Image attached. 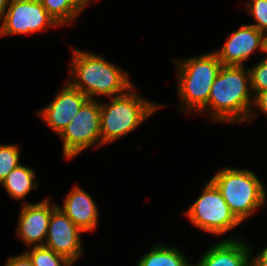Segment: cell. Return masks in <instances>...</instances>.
I'll return each mask as SVG.
<instances>
[{"label": "cell", "mask_w": 267, "mask_h": 266, "mask_svg": "<svg viewBox=\"0 0 267 266\" xmlns=\"http://www.w3.org/2000/svg\"><path fill=\"white\" fill-rule=\"evenodd\" d=\"M250 92L249 70L245 66L223 65L211 86L208 104L200 113L211 112L214 122H251L257 114Z\"/></svg>", "instance_id": "obj_1"}, {"label": "cell", "mask_w": 267, "mask_h": 266, "mask_svg": "<svg viewBox=\"0 0 267 266\" xmlns=\"http://www.w3.org/2000/svg\"><path fill=\"white\" fill-rule=\"evenodd\" d=\"M72 49L73 59L68 83L89 99H95L96 95L110 98L120 96L135 86L128 73L102 56Z\"/></svg>", "instance_id": "obj_2"}, {"label": "cell", "mask_w": 267, "mask_h": 266, "mask_svg": "<svg viewBox=\"0 0 267 266\" xmlns=\"http://www.w3.org/2000/svg\"><path fill=\"white\" fill-rule=\"evenodd\" d=\"M162 105L151 103L131 87L125 94L100 103V134L102 144L111 143L138 128Z\"/></svg>", "instance_id": "obj_3"}, {"label": "cell", "mask_w": 267, "mask_h": 266, "mask_svg": "<svg viewBox=\"0 0 267 266\" xmlns=\"http://www.w3.org/2000/svg\"><path fill=\"white\" fill-rule=\"evenodd\" d=\"M176 62L180 109L198 113L208 104L211 86L223 66L222 62L214 51Z\"/></svg>", "instance_id": "obj_4"}, {"label": "cell", "mask_w": 267, "mask_h": 266, "mask_svg": "<svg viewBox=\"0 0 267 266\" xmlns=\"http://www.w3.org/2000/svg\"><path fill=\"white\" fill-rule=\"evenodd\" d=\"M210 181L220 191L231 212L240 221H245L266 203V191L252 170L226 167Z\"/></svg>", "instance_id": "obj_5"}, {"label": "cell", "mask_w": 267, "mask_h": 266, "mask_svg": "<svg viewBox=\"0 0 267 266\" xmlns=\"http://www.w3.org/2000/svg\"><path fill=\"white\" fill-rule=\"evenodd\" d=\"M201 192L200 197L185 212L195 227L207 233L223 236L241 224L210 180Z\"/></svg>", "instance_id": "obj_6"}, {"label": "cell", "mask_w": 267, "mask_h": 266, "mask_svg": "<svg viewBox=\"0 0 267 266\" xmlns=\"http://www.w3.org/2000/svg\"><path fill=\"white\" fill-rule=\"evenodd\" d=\"M59 137L63 141V155L67 159L78 156L84 149L102 145L100 103L96 99H88Z\"/></svg>", "instance_id": "obj_7"}, {"label": "cell", "mask_w": 267, "mask_h": 266, "mask_svg": "<svg viewBox=\"0 0 267 266\" xmlns=\"http://www.w3.org/2000/svg\"><path fill=\"white\" fill-rule=\"evenodd\" d=\"M1 20L0 36L31 34L60 26L39 0H11Z\"/></svg>", "instance_id": "obj_8"}, {"label": "cell", "mask_w": 267, "mask_h": 266, "mask_svg": "<svg viewBox=\"0 0 267 266\" xmlns=\"http://www.w3.org/2000/svg\"><path fill=\"white\" fill-rule=\"evenodd\" d=\"M82 232L58 205L51 214L44 246L74 264L83 253Z\"/></svg>", "instance_id": "obj_9"}, {"label": "cell", "mask_w": 267, "mask_h": 266, "mask_svg": "<svg viewBox=\"0 0 267 266\" xmlns=\"http://www.w3.org/2000/svg\"><path fill=\"white\" fill-rule=\"evenodd\" d=\"M89 98L68 82L38 115L58 135L74 119Z\"/></svg>", "instance_id": "obj_10"}, {"label": "cell", "mask_w": 267, "mask_h": 266, "mask_svg": "<svg viewBox=\"0 0 267 266\" xmlns=\"http://www.w3.org/2000/svg\"><path fill=\"white\" fill-rule=\"evenodd\" d=\"M57 207V204L51 206L47 198L35 204L24 202L16 229L19 238L27 245L44 246L49 220Z\"/></svg>", "instance_id": "obj_11"}, {"label": "cell", "mask_w": 267, "mask_h": 266, "mask_svg": "<svg viewBox=\"0 0 267 266\" xmlns=\"http://www.w3.org/2000/svg\"><path fill=\"white\" fill-rule=\"evenodd\" d=\"M228 36L222 48L214 50L224 66H245L244 62L256 49L263 52L262 32L251 24L240 26Z\"/></svg>", "instance_id": "obj_12"}, {"label": "cell", "mask_w": 267, "mask_h": 266, "mask_svg": "<svg viewBox=\"0 0 267 266\" xmlns=\"http://www.w3.org/2000/svg\"><path fill=\"white\" fill-rule=\"evenodd\" d=\"M83 232L96 229L98 207L93 198L78 185L66 196L63 207H59Z\"/></svg>", "instance_id": "obj_13"}, {"label": "cell", "mask_w": 267, "mask_h": 266, "mask_svg": "<svg viewBox=\"0 0 267 266\" xmlns=\"http://www.w3.org/2000/svg\"><path fill=\"white\" fill-rule=\"evenodd\" d=\"M251 246L242 239L226 238L202 255L203 266H251Z\"/></svg>", "instance_id": "obj_14"}, {"label": "cell", "mask_w": 267, "mask_h": 266, "mask_svg": "<svg viewBox=\"0 0 267 266\" xmlns=\"http://www.w3.org/2000/svg\"><path fill=\"white\" fill-rule=\"evenodd\" d=\"M34 179H36L34 169L20 164L7 175L0 185L6 189L10 197L23 200L32 189L38 187Z\"/></svg>", "instance_id": "obj_15"}, {"label": "cell", "mask_w": 267, "mask_h": 266, "mask_svg": "<svg viewBox=\"0 0 267 266\" xmlns=\"http://www.w3.org/2000/svg\"><path fill=\"white\" fill-rule=\"evenodd\" d=\"M47 12L61 26L75 21L89 5L87 0H39Z\"/></svg>", "instance_id": "obj_16"}, {"label": "cell", "mask_w": 267, "mask_h": 266, "mask_svg": "<svg viewBox=\"0 0 267 266\" xmlns=\"http://www.w3.org/2000/svg\"><path fill=\"white\" fill-rule=\"evenodd\" d=\"M186 260L179 248L157 244L139 259L136 266H183Z\"/></svg>", "instance_id": "obj_17"}, {"label": "cell", "mask_w": 267, "mask_h": 266, "mask_svg": "<svg viewBox=\"0 0 267 266\" xmlns=\"http://www.w3.org/2000/svg\"><path fill=\"white\" fill-rule=\"evenodd\" d=\"M25 253L31 259L33 266H73V263L66 257L45 246H29V250Z\"/></svg>", "instance_id": "obj_18"}, {"label": "cell", "mask_w": 267, "mask_h": 266, "mask_svg": "<svg viewBox=\"0 0 267 266\" xmlns=\"http://www.w3.org/2000/svg\"><path fill=\"white\" fill-rule=\"evenodd\" d=\"M20 151L18 146L13 144H0V183L7 177V175L18 165Z\"/></svg>", "instance_id": "obj_19"}, {"label": "cell", "mask_w": 267, "mask_h": 266, "mask_svg": "<svg viewBox=\"0 0 267 266\" xmlns=\"http://www.w3.org/2000/svg\"><path fill=\"white\" fill-rule=\"evenodd\" d=\"M248 70L251 91L255 97L259 92L267 90V56Z\"/></svg>", "instance_id": "obj_20"}, {"label": "cell", "mask_w": 267, "mask_h": 266, "mask_svg": "<svg viewBox=\"0 0 267 266\" xmlns=\"http://www.w3.org/2000/svg\"><path fill=\"white\" fill-rule=\"evenodd\" d=\"M247 12L255 19L254 24L259 31L267 30V0H250L245 5Z\"/></svg>", "instance_id": "obj_21"}, {"label": "cell", "mask_w": 267, "mask_h": 266, "mask_svg": "<svg viewBox=\"0 0 267 266\" xmlns=\"http://www.w3.org/2000/svg\"><path fill=\"white\" fill-rule=\"evenodd\" d=\"M5 266H33V263L29 256L24 252L23 254H19L17 256H11Z\"/></svg>", "instance_id": "obj_22"}, {"label": "cell", "mask_w": 267, "mask_h": 266, "mask_svg": "<svg viewBox=\"0 0 267 266\" xmlns=\"http://www.w3.org/2000/svg\"><path fill=\"white\" fill-rule=\"evenodd\" d=\"M258 109H260V112L265 113L267 115V90L259 92L254 97V103H253Z\"/></svg>", "instance_id": "obj_23"}, {"label": "cell", "mask_w": 267, "mask_h": 266, "mask_svg": "<svg viewBox=\"0 0 267 266\" xmlns=\"http://www.w3.org/2000/svg\"><path fill=\"white\" fill-rule=\"evenodd\" d=\"M251 266H267V247L259 252L255 258L251 257Z\"/></svg>", "instance_id": "obj_24"}, {"label": "cell", "mask_w": 267, "mask_h": 266, "mask_svg": "<svg viewBox=\"0 0 267 266\" xmlns=\"http://www.w3.org/2000/svg\"><path fill=\"white\" fill-rule=\"evenodd\" d=\"M11 0H0V19L4 15Z\"/></svg>", "instance_id": "obj_25"}, {"label": "cell", "mask_w": 267, "mask_h": 266, "mask_svg": "<svg viewBox=\"0 0 267 266\" xmlns=\"http://www.w3.org/2000/svg\"><path fill=\"white\" fill-rule=\"evenodd\" d=\"M263 52L267 53V30L262 32Z\"/></svg>", "instance_id": "obj_26"}, {"label": "cell", "mask_w": 267, "mask_h": 266, "mask_svg": "<svg viewBox=\"0 0 267 266\" xmlns=\"http://www.w3.org/2000/svg\"><path fill=\"white\" fill-rule=\"evenodd\" d=\"M183 266H192V265H189L188 261L186 260ZM195 266H203V265L202 262L199 260L198 264H196Z\"/></svg>", "instance_id": "obj_27"}]
</instances>
